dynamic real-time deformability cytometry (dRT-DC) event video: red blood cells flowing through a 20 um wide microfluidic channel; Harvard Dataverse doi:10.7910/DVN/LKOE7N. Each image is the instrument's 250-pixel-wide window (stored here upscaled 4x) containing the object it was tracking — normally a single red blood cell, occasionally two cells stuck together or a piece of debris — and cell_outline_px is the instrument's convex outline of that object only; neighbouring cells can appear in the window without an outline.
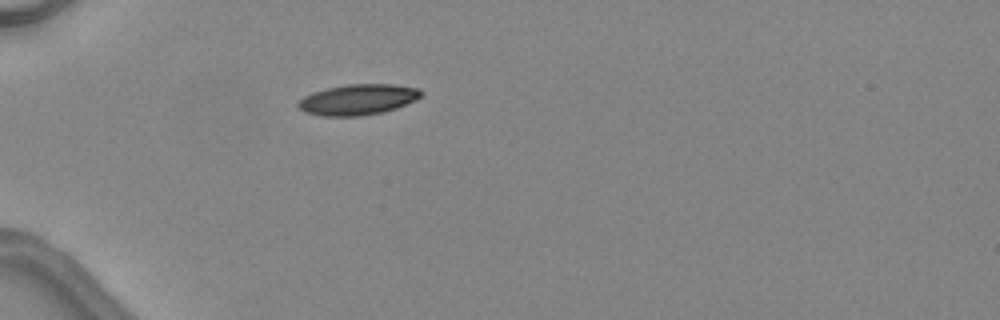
{"species": "common noctule bat (a hibernating species)", "species_latin": "Nyctalus noctula", "temperature_condition": "warm", "stored_images_in_passage": 1, "camera_frame_rate_fps": 3000, "um_per_image_px": 0.085, "animal": {"sex": "female", "body_mass_g": 24.6, "forearm_length_mm": 56.2}, "frame": {"image": 1, "passage_image": 1, "time_ms": 0.0, "image_size_px": [1000, 320], "cell_outline_px": [[424, 92], [416, 100], [396, 108], [384, 112], [360, 116], [324, 116], [304, 112], [296, 104], [304, 96], [312, 92], [328, 88], [348, 84], [392, 84], [420, 88]], "centroid_in_image_um": [30.45, 8.46], "position_along_channel_um": 54.6, "area_um2": 22.02}}